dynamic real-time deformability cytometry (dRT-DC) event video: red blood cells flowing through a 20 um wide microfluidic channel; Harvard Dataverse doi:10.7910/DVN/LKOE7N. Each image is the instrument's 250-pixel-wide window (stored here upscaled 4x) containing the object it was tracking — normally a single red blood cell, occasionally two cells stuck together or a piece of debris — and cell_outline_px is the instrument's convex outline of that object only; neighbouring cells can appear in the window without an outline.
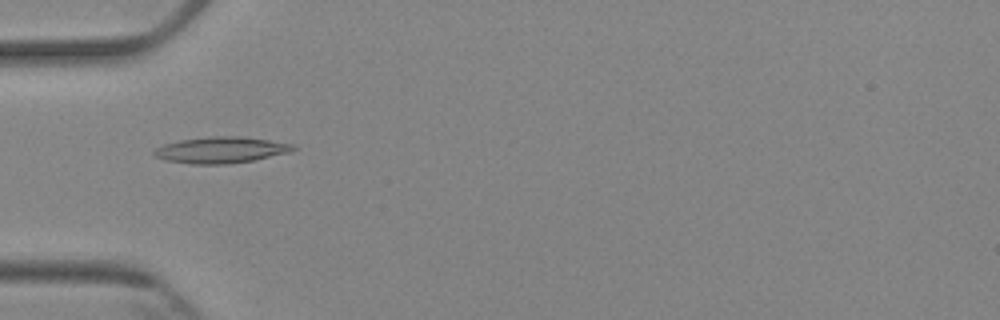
{"species": "Egyptian fruit bat (a non-hibernating species)", "species_latin": "Rousettus aegyptiacus", "temperature_condition": "cold", "stored_images_in_passage": 7, "camera_frame_rate_fps": 3000, "um_per_image_px": 0.085, "animal": {"sex": "female"}, "frame": {"image": 1, "passage_image": 5, "time_ms": 4.667, "image_size_px": [1000, 320], "cell_outline_px": [[296, 148], [292, 152], [252, 160], [228, 164], [192, 164], [164, 160], [156, 156], [152, 152], [156, 148], [164, 144], [180, 140], [212, 136], [240, 136], [268, 140], [292, 144]], "centroid_in_image_um": [18.77, 12.75], "position_along_channel_um": 66.2, "area_um2": 21.15}}
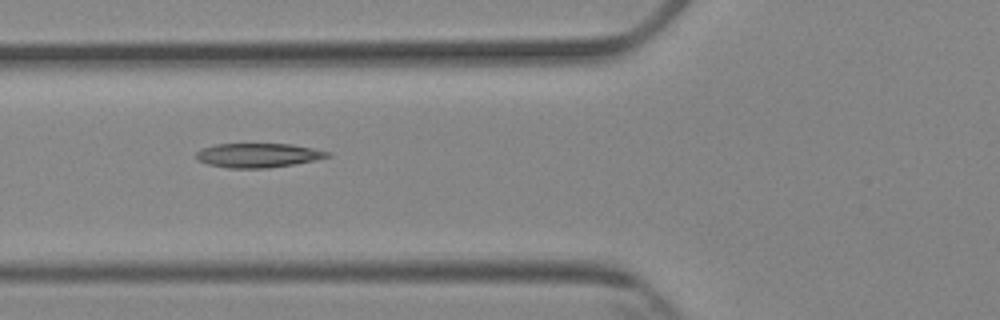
{"frame": {"image": 2, "passage_image": 6, "time_ms": 5.667, "image_size_px": [1000, 320], "cell_outline_px": [[332, 156], [292, 164], [268, 168], [228, 168], [208, 164], [196, 160], [196, 152], [204, 148], [216, 144], [292, 144], [332, 152]], "centroid_in_image_um": [21.93, 13.2], "position_along_channel_um": 103.9, "area_um2": 18.44}}
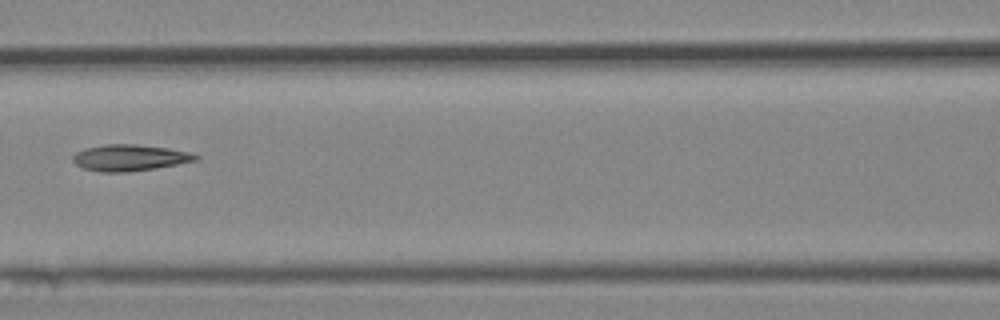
{"frame": {"image": 3, "passage_image": 7, "time_ms": 7.0, "image_size_px": [1000, 320], "cell_outline_px": [[200, 160], [128, 172], [100, 172], [84, 168], [76, 164], [72, 160], [72, 156], [76, 152], [84, 148], [104, 144], [136, 144], [168, 148], [188, 152], [200, 156]], "centroid_in_image_um": [11.0, 13.4], "position_along_channel_um": 155.6, "area_um2": 18.79}}